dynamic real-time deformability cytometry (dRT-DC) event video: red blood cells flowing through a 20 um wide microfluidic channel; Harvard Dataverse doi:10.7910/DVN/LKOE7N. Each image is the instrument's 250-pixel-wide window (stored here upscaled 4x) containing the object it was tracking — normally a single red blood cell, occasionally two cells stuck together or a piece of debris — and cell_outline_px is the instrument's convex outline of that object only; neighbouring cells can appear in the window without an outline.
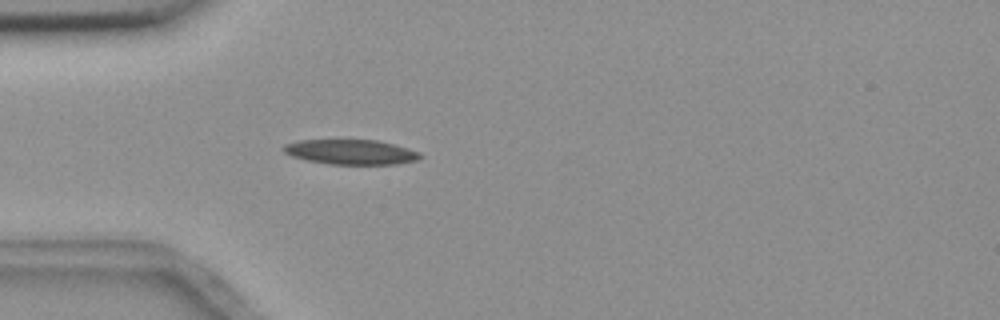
{"species": "common noctule bat (a hibernating species)", "species_latin": "Nyctalus noctula", "temperature_condition": "room temperature", "stored_images_in_passage": 14, "camera_frame_rate_fps": 3000, "um_per_image_px": 0.085, "animal": {"sex": "female", "body_mass_g": 18.4}, "frame": {"image": 1, "passage_image": 7, "time_ms": 2.0, "image_size_px": [1000, 320], "cell_outline_px": [[424, 156], [416, 160], [396, 164], [328, 164], [308, 160], [292, 156], [284, 152], [280, 148], [284, 144], [296, 140], [376, 140], [408, 148], [420, 152]], "centroid_in_image_um": [29.8, 12.91], "position_along_channel_um": 55.2, "area_um2": 19.83}}
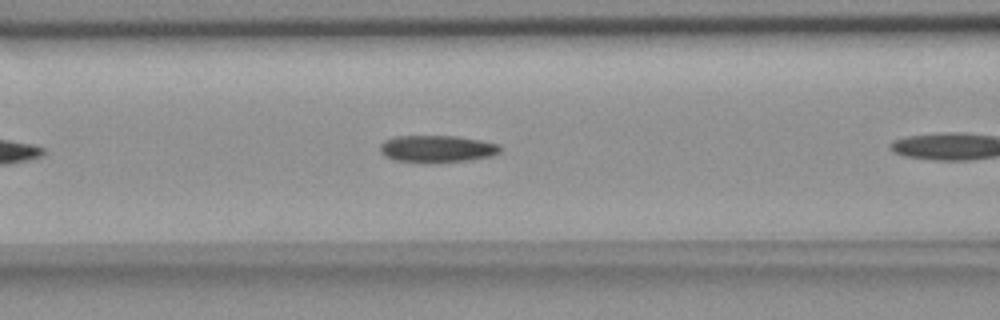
{"frame": {"image": 2, "passage_image": 10, "time_ms": 3.0, "image_size_px": [1000, 320], "cell_outline_px": [[504, 148], [500, 152], [492, 156], [472, 160], [428, 164], [396, 160], [384, 156], [380, 152], [380, 144], [384, 140], [396, 136], [456, 136], [480, 140], [500, 144]], "centroid_in_image_um": [37.18, 12.67], "position_along_channel_um": 129.4, "area_um2": 19.48}}